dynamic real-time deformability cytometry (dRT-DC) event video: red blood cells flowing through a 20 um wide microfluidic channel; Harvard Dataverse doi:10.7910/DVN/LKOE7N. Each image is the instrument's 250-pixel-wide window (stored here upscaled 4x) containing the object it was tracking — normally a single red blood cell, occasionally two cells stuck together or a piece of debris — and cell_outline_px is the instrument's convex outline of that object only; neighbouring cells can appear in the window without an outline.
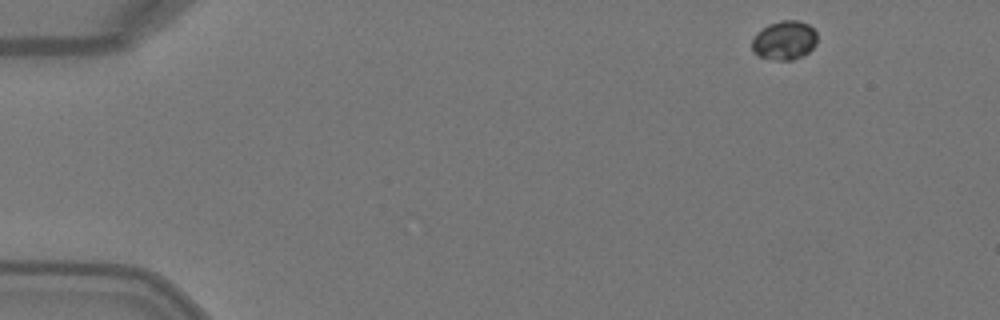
{"species": "Egyptian fruit bat (a non-hibernating species)", "species_latin": "Rousettus aegyptiacus", "temperature_condition": "warm", "stored_images_in_passage": 4, "camera_frame_rate_fps": 3000, "um_per_image_px": 0.085, "animal": {"sex": "female"}, "frame": {"image": 1, "passage_image": 1, "time_ms": 0.0, "image_size_px": [1000, 320], "cell_outline_px": [[816, 44], [808, 52], [792, 60], [776, 60], [760, 56], [752, 52], [752, 40], [756, 32], [768, 24], [780, 20], [800, 20], [808, 24], [816, 32]], "centroid_in_image_um": [66.65, 3.41], "position_along_channel_um": 18.3, "area_um2": 14.85}}
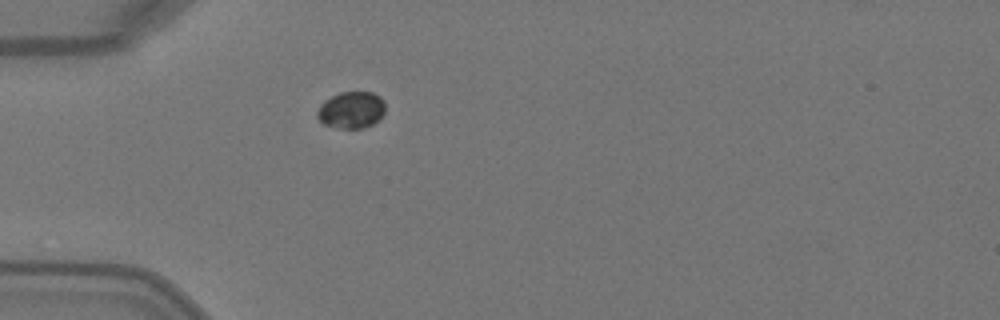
{"frame": {"image": 2, "passage_image": 4, "time_ms": 1.0, "image_size_px": [1000, 320], "cell_outline_px": [[384, 112], [372, 124], [364, 128], [340, 128], [324, 124], [316, 116], [316, 112], [320, 104], [324, 100], [340, 92], [372, 92], [380, 96], [384, 100]], "centroid_in_image_um": [29.84, 9.33], "position_along_channel_um": 55.2, "area_um2": 14.51}}